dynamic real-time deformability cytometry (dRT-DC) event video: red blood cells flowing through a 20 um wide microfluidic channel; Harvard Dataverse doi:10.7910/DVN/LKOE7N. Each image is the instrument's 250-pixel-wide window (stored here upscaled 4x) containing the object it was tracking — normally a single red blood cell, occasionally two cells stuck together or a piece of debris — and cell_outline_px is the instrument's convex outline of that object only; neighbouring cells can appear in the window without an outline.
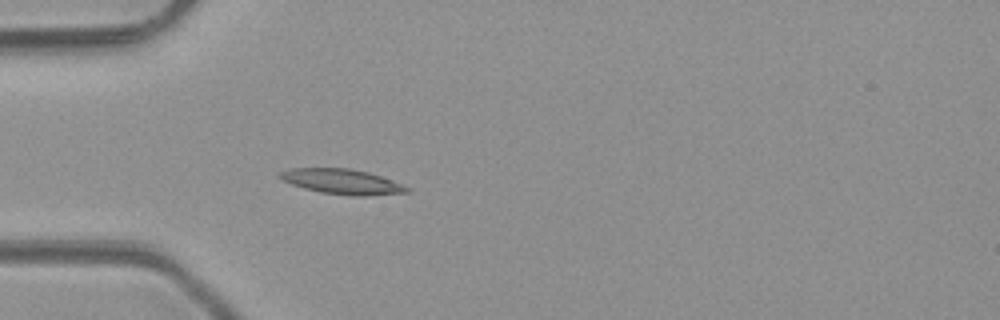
{"species": "common noctule bat (a hibernating species)", "species_latin": "Nyctalus noctula", "temperature_condition": "room temperature", "stored_images_in_passage": 5, "camera_frame_rate_fps": 3000, "um_per_image_px": 0.085, "animal": {"sex": "male", "body_mass_g": 23.1, "forearm_length_mm": 52.7}, "frame": {"image": 1, "passage_image": 5, "time_ms": 4.333, "image_size_px": [1000, 320], "cell_outline_px": [[412, 192], [364, 196], [352, 196], [320, 192], [304, 188], [292, 184], [276, 176], [276, 172], [288, 168], [348, 168], [368, 172], [392, 180], [408, 188]], "centroid_in_image_um": [29.02, 15.43], "position_along_channel_um": 56.0, "area_um2": 18.61}}